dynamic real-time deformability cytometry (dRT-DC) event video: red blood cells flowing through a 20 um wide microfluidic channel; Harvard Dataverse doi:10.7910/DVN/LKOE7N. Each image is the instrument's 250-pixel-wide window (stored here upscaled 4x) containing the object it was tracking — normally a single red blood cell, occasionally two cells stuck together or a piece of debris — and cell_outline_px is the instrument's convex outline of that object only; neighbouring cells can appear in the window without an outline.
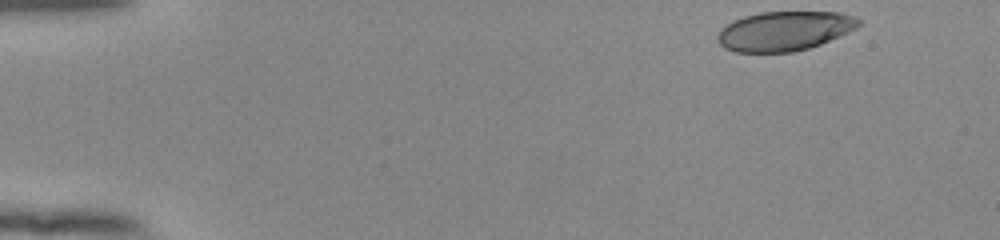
{"species": "human", "species_latin": "Homo sapiens", "temperature_condition": "room temperature", "stored_images_in_passage": 2, "camera_frame_rate_fps": 3000, "um_per_image_px": 0.085, "donor": {"sex": "female"}, "frame": {"image": 1, "passage_image": 1, "time_ms": 0.0, "image_size_px": [1000, 240], "cell_outline_px": [[860, 24], [856, 28], [848, 32], [820, 44], [808, 48], [792, 52], [736, 52], [724, 48], [720, 44], [716, 36], [720, 28], [744, 16], [760, 12], [840, 12], [856, 16], [860, 20]], "centroid_in_image_um": [66.67, 2.63], "position_along_channel_um": 18.3, "area_um2": 32.37}}